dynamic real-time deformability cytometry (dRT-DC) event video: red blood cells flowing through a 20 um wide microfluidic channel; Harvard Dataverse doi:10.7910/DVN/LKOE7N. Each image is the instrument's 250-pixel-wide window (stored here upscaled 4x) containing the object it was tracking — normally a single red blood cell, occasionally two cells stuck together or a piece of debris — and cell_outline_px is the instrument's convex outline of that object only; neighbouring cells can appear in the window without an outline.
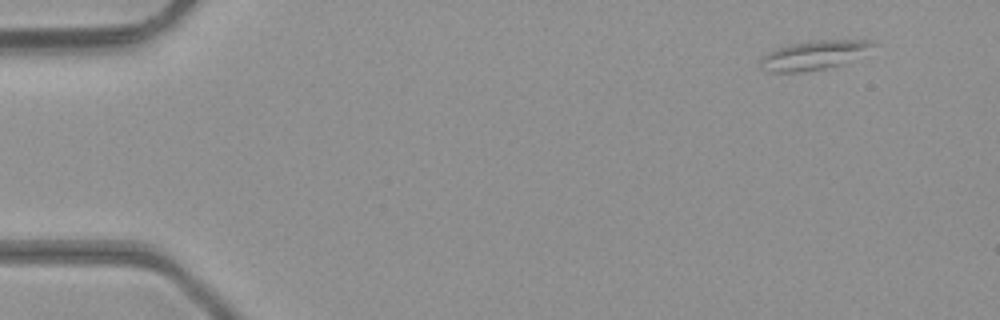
{"species": "common noctule bat (a hibernating species)", "species_latin": "Nyctalus noctula", "temperature_condition": "room temperature", "stored_images_in_passage": 5, "camera_frame_rate_fps": 3000, "um_per_image_px": 0.085, "animal": {"sex": "male", "body_mass_g": 23.1, "forearm_length_mm": 52.7}, "frame": {"image": 1, "passage_image": 1, "time_ms": 0.0, "image_size_px": [1000, 320], "cell_outline_px": [[876, 44], [840, 64], [824, 68], [804, 72], [772, 72], [764, 68], [760, 64], [760, 60], [768, 52], [776, 48], [792, 44], [820, 40], [868, 40]], "centroid_in_image_um": [69.08, 4.69], "position_along_channel_um": 15.9, "area_um2": 18.15}}
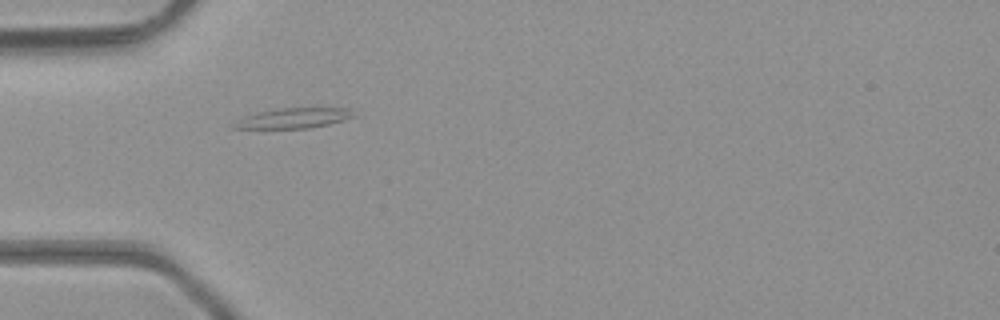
{"frame": {"image": 2, "passage_image": 4, "time_ms": 1.0, "image_size_px": [1000, 320], "cell_outline_px": [[356, 116], [328, 124], [308, 128], [232, 128], [244, 116], [260, 112], [280, 108], [348, 108]], "centroid_in_image_um": [25.01, 10.03], "position_along_channel_um": 60.0, "area_um2": 13.58}}
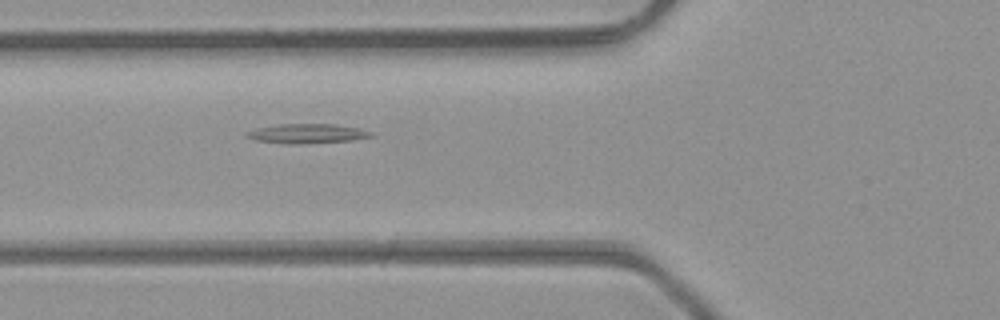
{"frame": {"image": 3, "passage_image": 5, "time_ms": 1.333, "image_size_px": [1000, 320], "cell_outline_px": [[372, 136], [352, 140], [256, 140], [244, 136], [244, 132], [256, 128], [280, 124], [336, 124], [360, 128], [372, 132]], "centroid_in_image_um": [26.14, 11.26], "position_along_channel_um": 99.7, "area_um2": 12.6}}